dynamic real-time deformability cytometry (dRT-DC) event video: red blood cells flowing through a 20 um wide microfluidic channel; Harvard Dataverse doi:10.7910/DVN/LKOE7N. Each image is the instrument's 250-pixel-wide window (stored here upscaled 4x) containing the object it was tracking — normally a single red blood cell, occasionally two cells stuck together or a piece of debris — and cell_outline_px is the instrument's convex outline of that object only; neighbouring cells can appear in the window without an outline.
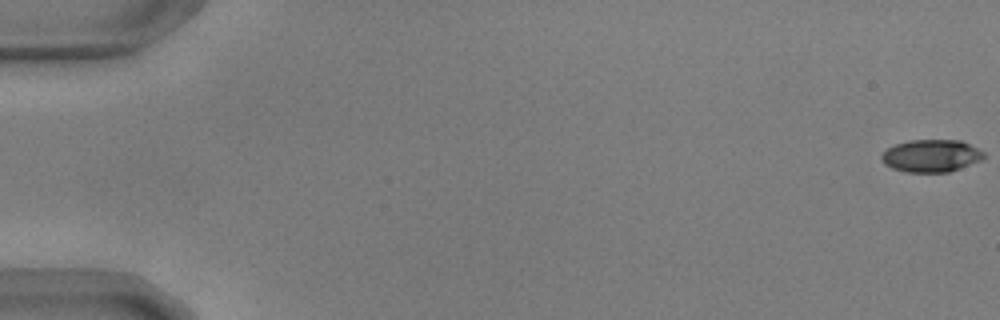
{"species": "common noctule bat (a hibernating species)", "species_latin": "Nyctalus noctula", "temperature_condition": "warm", "stored_images_in_passage": 54, "camera_frame_rate_fps": 3000, "um_per_image_px": 0.085, "animal": {"sex": "male", "body_mass_g": 17.9, "forearm_length_mm": 54.2}, "frame": {"image": 1, "passage_image": 1, "time_ms": 0.0, "image_size_px": [1000, 320], "cell_outline_px": [[984, 156], [980, 160], [960, 168], [948, 172], [904, 172], [892, 168], [884, 164], [880, 156], [888, 148], [896, 144], [908, 140], [960, 140], [984, 152]], "centroid_in_image_um": [79.11, 13.24], "position_along_channel_um": 5.9, "area_um2": 19.19}}
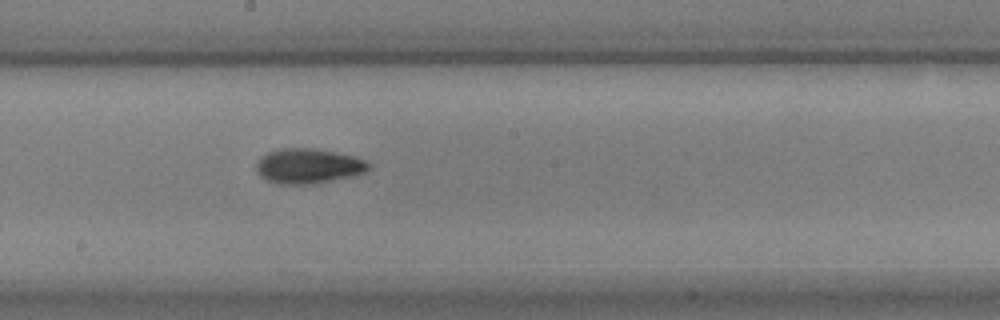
{"frame": {"image": 2, "passage_image": 32, "time_ms": 10.333, "image_size_px": [1000, 320], "cell_outline_px": [[372, 164], [368, 172], [352, 176], [316, 184], [280, 184], [264, 180], [256, 172], [256, 164], [260, 156], [268, 152], [280, 148], [316, 148], [356, 156]], "centroid_in_image_um": [26.22, 14.11], "position_along_channel_um": 222.0, "area_um2": 23.41}}
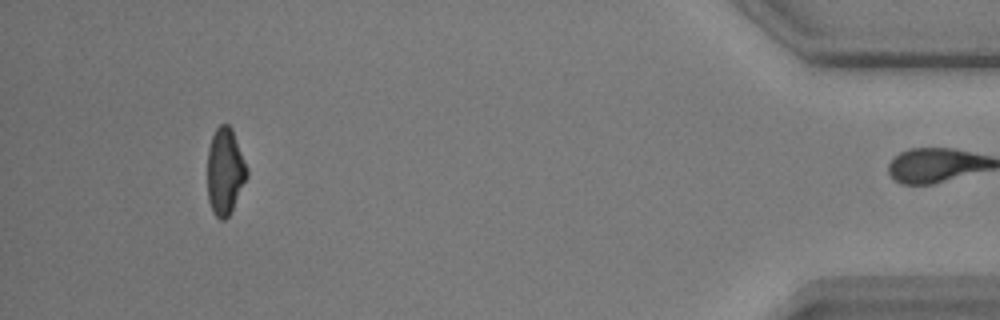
{"frame": {"image": 3, "passage_image": 53, "time_ms": 17.333, "image_size_px": [1000, 320], "cell_outline_px": [[248, 176], [228, 216], [224, 220], [220, 220], [212, 212], [208, 200], [208, 148], [212, 136], [216, 128], [220, 124], [228, 124], [232, 128], [248, 168]], "centroid_in_image_um": [19.12, 14.55], "position_along_channel_um": 416.1, "area_um2": 19.94}, "authors_computed_cell_mechanics": {"area_um2": 20.7502, "velocity_mm_per_s": 3.6651, "shape_relaxation_time_tau1_ms": 3.3906, "shape_relaxation_time_tau2_ms": 4.1648, "deformation_change_tau1": 0.1679, "deformation_change_tau2": 0.1066}}